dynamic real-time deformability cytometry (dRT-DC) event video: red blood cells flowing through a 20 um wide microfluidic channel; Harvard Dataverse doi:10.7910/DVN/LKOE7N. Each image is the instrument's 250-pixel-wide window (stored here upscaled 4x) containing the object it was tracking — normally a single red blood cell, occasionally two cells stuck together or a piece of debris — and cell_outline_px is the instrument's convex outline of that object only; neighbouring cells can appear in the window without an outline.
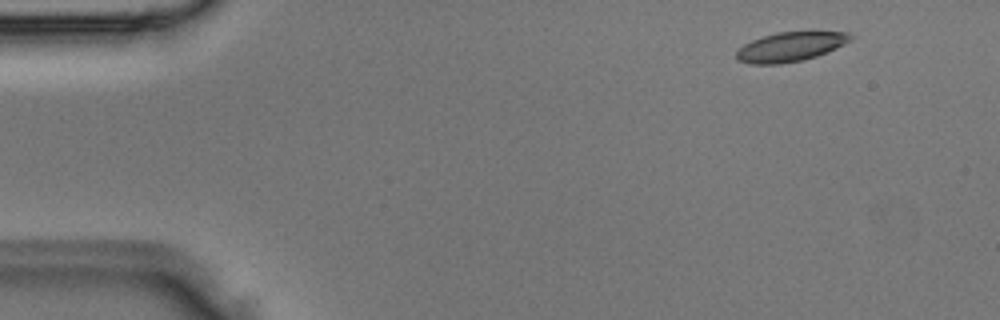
{"species": "Egyptian fruit bat (a non-hibernating species)", "species_latin": "Rousettus aegyptiacus", "temperature_condition": "room temperature", "stored_images_in_passage": 3, "camera_frame_rate_fps": 3000, "um_per_image_px": 0.085, "animal": {"sex": "male"}, "frame": {"image": 1, "passage_image": 1, "time_ms": 0.0, "image_size_px": [1000, 320], "cell_outline_px": [[852, 40], [828, 52], [816, 56], [800, 60], [780, 64], [752, 64], [736, 60], [736, 52], [744, 44], [752, 40], [776, 32], [848, 32], [852, 36]], "centroid_in_image_um": [67.17, 3.98], "position_along_channel_um": 17.8, "area_um2": 19.36}}